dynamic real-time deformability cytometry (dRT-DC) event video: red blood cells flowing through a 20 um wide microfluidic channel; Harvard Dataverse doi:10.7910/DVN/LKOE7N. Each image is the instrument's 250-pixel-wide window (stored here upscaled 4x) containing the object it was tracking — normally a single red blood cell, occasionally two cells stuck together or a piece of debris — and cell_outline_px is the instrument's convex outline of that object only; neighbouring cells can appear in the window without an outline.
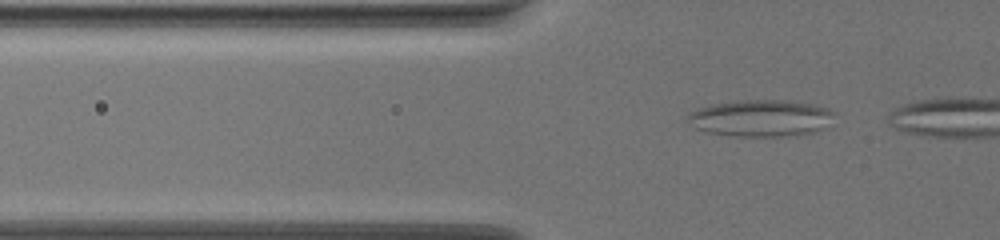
{"species": "common noctule bat (a hibernating species)", "species_latin": "Nyctalus noctula", "temperature_condition": "warm", "stored_images_in_passage": 4, "camera_frame_rate_fps": 3000, "um_per_image_px": 0.085, "animal": {"sex": "female", "body_mass_g": 19.5, "forearm_length_mm": 54.1}, "frame": {"image": 1, "passage_image": 2, "time_ms": 0.333, "image_size_px": [1000, 240], "cell_outline_px": [[832, 112], [812, 132], [780, 136], [732, 136], [708, 132], [696, 128], [688, 116], [692, 112], [704, 108], [720, 104], [756, 100], [780, 100], [808, 104], [824, 108]], "centroid_in_image_um": [64.57, 10.06], "position_along_channel_um": 61.2, "area_um2": 29.13}}